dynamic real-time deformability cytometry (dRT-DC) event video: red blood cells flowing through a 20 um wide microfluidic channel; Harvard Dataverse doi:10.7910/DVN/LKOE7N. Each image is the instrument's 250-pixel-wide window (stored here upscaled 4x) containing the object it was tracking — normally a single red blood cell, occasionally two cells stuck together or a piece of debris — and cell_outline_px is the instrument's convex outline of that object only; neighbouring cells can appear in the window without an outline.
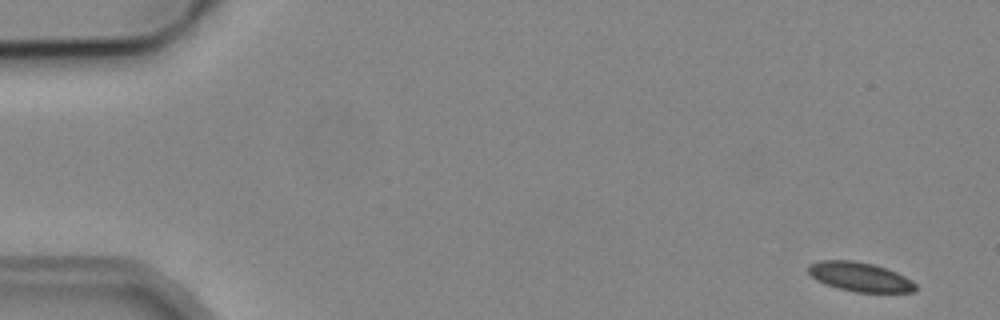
{"species": "common noctule bat (a hibernating species)", "species_latin": "Nyctalus noctula", "temperature_condition": "cold", "stored_images_in_passage": 5, "camera_frame_rate_fps": 3000, "um_per_image_px": 0.085, "animal": {"sex": "male", "body_mass_g": 19.2, "forearm_length_mm": 51.8}, "frame": {"image": 1, "passage_image": 1, "time_ms": 0.0, "image_size_px": [1000, 320], "cell_outline_px": [[916, 292], [856, 292], [824, 284], [816, 280], [808, 272], [808, 264], [820, 260], [852, 260], [872, 264], [896, 272], [912, 280], [916, 284]], "centroid_in_image_um": [73.08, 23.53], "position_along_channel_um": 11.9, "area_um2": 18.21}}
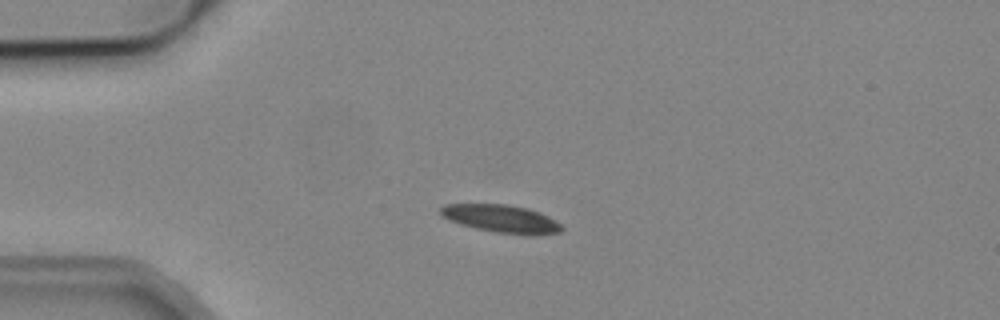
{"frame": {"image": 2, "passage_image": 4, "time_ms": 3.667, "image_size_px": [1000, 320], "cell_outline_px": [[564, 228], [560, 232], [536, 236], [528, 236], [496, 232], [476, 228], [460, 224], [448, 220], [440, 216], [440, 208], [444, 204], [508, 204], [528, 208], [540, 212], [556, 220]], "centroid_in_image_um": [42.64, 18.6], "position_along_channel_um": 42.4, "area_um2": 20.0}}